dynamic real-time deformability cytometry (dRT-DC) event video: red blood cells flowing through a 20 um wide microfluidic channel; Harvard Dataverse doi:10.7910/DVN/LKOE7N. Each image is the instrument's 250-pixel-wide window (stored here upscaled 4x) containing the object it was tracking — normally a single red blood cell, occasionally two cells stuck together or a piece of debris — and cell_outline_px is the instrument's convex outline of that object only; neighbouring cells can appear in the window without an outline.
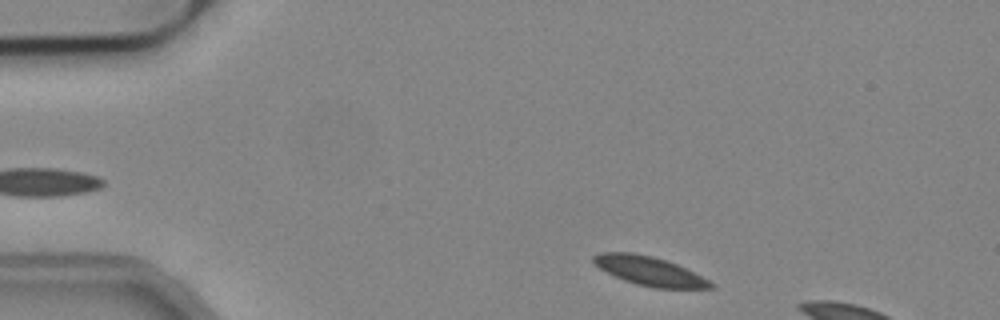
{"species": "common noctule bat (a hibernating species)", "species_latin": "Nyctalus noctula", "temperature_condition": "cold", "stored_images_in_passage": 7, "camera_frame_rate_fps": 3000, "um_per_image_px": 0.085, "animal": {"sex": "male", "body_mass_g": 19.2, "forearm_length_mm": 51.8}, "frame": {"image": 1, "passage_image": 2, "time_ms": 0.333, "image_size_px": [1000, 320], "cell_outline_px": [[716, 288], [652, 288], [636, 284], [624, 280], [600, 268], [592, 260], [592, 256], [600, 252], [632, 252], [652, 256], [676, 264], [716, 284]], "centroid_in_image_um": [55.19, 23.04], "position_along_channel_um": 29.8, "area_um2": 19.54}}